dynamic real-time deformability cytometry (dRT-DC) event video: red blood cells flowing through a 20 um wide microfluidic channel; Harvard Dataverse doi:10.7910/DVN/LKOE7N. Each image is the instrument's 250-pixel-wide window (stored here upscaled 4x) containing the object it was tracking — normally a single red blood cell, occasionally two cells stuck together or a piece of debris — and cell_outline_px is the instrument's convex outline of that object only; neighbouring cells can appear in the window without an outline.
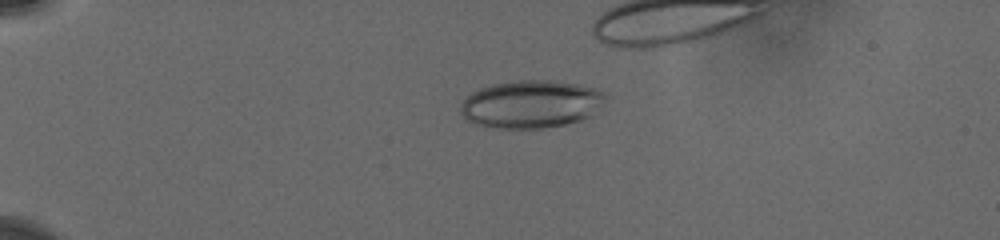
{"species": "human", "species_latin": "Homo sapiens", "temperature_condition": "cold", "stored_images_in_passage": 41, "camera_frame_rate_fps": 3000, "um_per_image_px": 0.085, "donor": {"sex": "male"}, "frame": {"image": 1, "passage_image": 4, "time_ms": 1.333, "image_size_px": [1000, 240], "cell_outline_px": [[608, 96], [592, 116], [584, 120], [564, 124], [540, 128], [496, 128], [476, 124], [468, 120], [460, 112], [460, 104], [472, 92], [480, 88], [496, 84], [516, 80], [552, 80], [580, 84], [596, 88], [604, 92]], "centroid_in_image_um": [45.18, 8.84], "position_along_channel_um": 39.8, "area_um2": 40.46}}
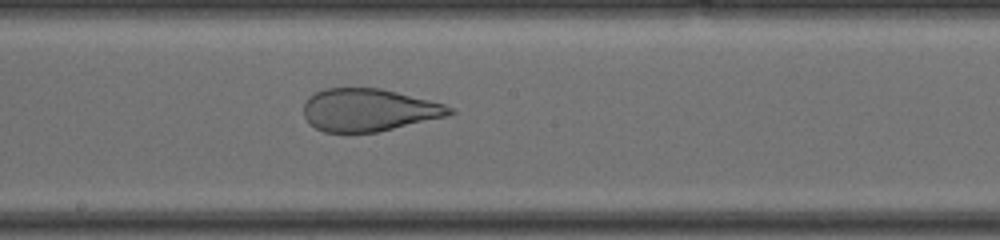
{"frame": {"image": 2, "passage_image": 26, "time_ms": 7.667, "image_size_px": [1000, 240], "cell_outline_px": [[456, 112], [448, 116], [376, 132], [324, 132], [308, 124], [304, 116], [304, 104], [308, 96], [324, 88], [380, 88], [444, 104], [452, 108]], "centroid_in_image_um": [31.31, 9.35], "position_along_channel_um": 216.9, "area_um2": 36.13}}
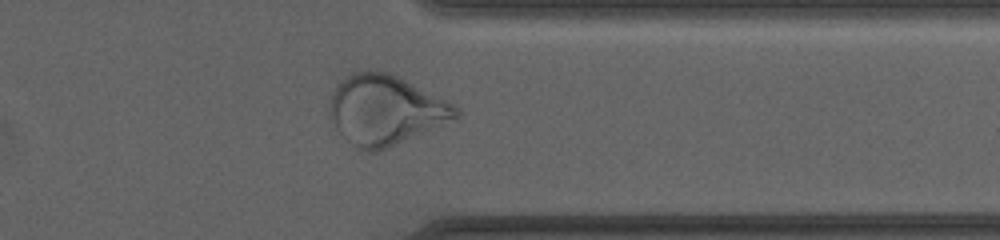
{"frame": {"image": 3, "passage_image": 40, "time_ms": 12.0, "image_size_px": [1000, 240], "cell_outline_px": [[460, 116], [456, 120], [388, 148], [376, 152], [368, 152], [356, 148], [340, 132], [328, 108], [332, 92], [336, 84], [352, 72], [388, 72], [456, 104], [460, 112]], "centroid_in_image_um": [32.82, 9.37], "position_along_channel_um": 378.6, "area_um2": 51.1}}